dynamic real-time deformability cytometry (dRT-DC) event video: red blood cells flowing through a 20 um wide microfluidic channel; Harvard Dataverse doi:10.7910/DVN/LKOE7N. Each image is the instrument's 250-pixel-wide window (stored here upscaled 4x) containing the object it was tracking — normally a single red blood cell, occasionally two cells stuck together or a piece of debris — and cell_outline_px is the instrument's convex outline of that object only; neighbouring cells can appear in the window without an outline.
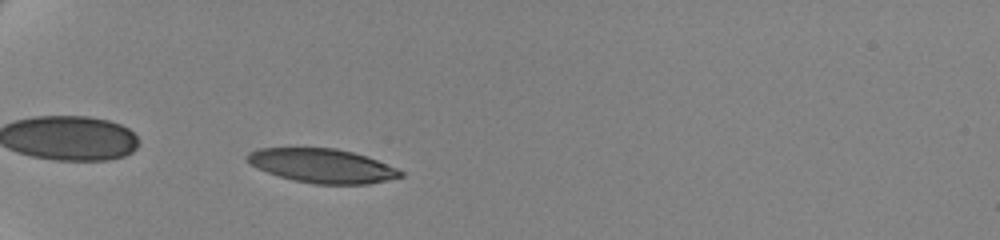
{"species": "human", "species_latin": "Homo sapiens", "temperature_condition": "cold", "stored_images_in_passage": 43, "camera_frame_rate_fps": 3000, "um_per_image_px": 0.085, "donor": {"sex": "female"}, "frame": {"image": 1, "passage_image": 4, "time_ms": 1.0, "image_size_px": [1000, 240], "cell_outline_px": [[404, 176], [368, 184], [316, 184], [292, 180], [256, 168], [244, 156], [248, 152], [260, 148], [336, 148], [352, 152], [376, 160], [396, 168], [404, 172]], "centroid_in_image_um": [27.37, 14.09], "position_along_channel_um": 57.6, "area_um2": 30.17}}
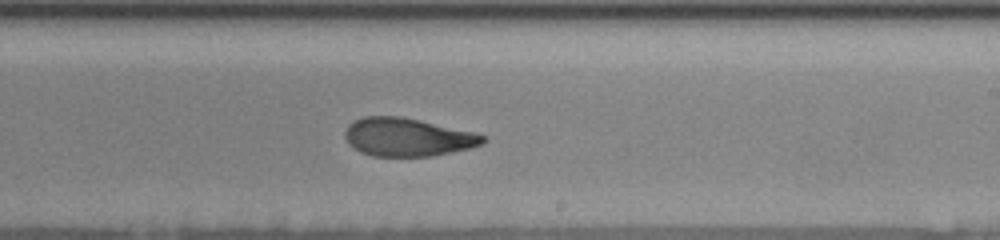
{"frame": {"image": 2, "passage_image": 23, "time_ms": 7.333, "image_size_px": [1000, 240], "cell_outline_px": [[488, 140], [472, 148], [432, 156], [372, 156], [360, 152], [348, 144], [344, 136], [344, 132], [348, 124], [364, 116], [400, 116], [420, 120], [472, 132], [488, 136]], "centroid_in_image_um": [34.63, 11.66], "position_along_channel_um": 254.4, "area_um2": 30.81}}
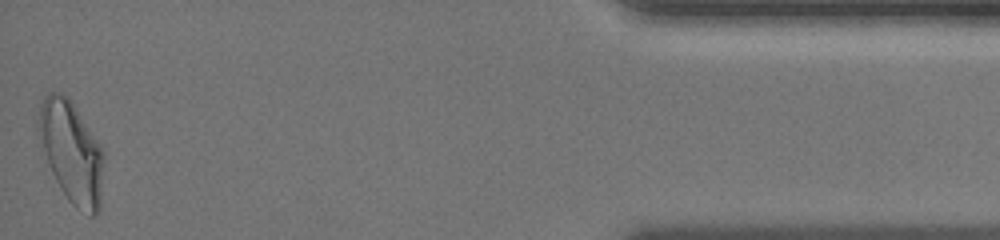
{"frame": {"image": 3, "passage_image": 43, "time_ms": 14.0, "image_size_px": [1000, 240], "cell_outline_px": [[104, 160], [100, 212], [92, 216], [76, 208], [68, 200], [60, 188], [52, 172], [36, 128], [36, 120], [40, 104], [44, 96], [48, 92], [56, 92], [68, 96], [100, 144], [104, 152]], "centroid_in_image_um": [6.08, 12.92], "position_along_channel_um": 429.1, "area_um2": 38.67}, "authors_computed_cell_mechanics": {"area_um2": 31.9634, "velocity_mm_per_s": 3.4996, "shape_relaxation_time_tau1_ms": 6.2886, "shape_relaxation_time_tau2_ms": 2.2874, "deformation_change_tau1": 0.1942, "deformation_change_tau2": 0.0988}}